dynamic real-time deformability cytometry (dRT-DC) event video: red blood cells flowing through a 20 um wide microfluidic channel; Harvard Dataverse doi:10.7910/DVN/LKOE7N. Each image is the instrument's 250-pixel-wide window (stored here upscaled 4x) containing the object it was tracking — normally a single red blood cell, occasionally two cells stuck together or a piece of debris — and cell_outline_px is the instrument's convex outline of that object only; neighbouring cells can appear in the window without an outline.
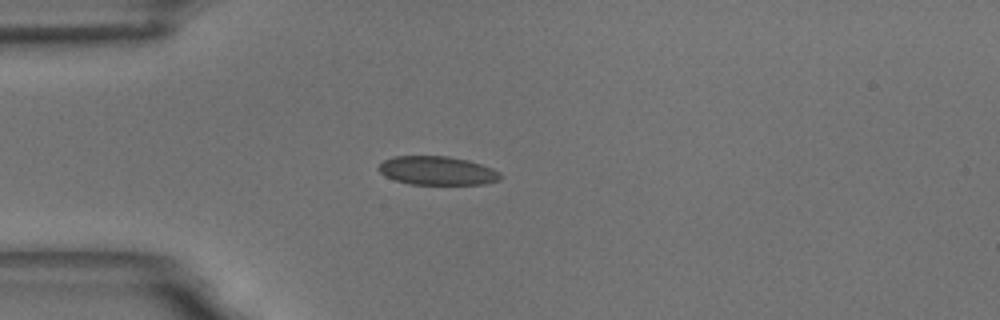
{"species": "common noctule bat (a hibernating species)", "species_latin": "Nyctalus noctula", "temperature_condition": "room temperature", "stored_images_in_passage": 6, "camera_frame_rate_fps": 3000, "um_per_image_px": 0.085, "animal": {"sex": "male", "body_mass_g": 18.8}, "frame": {"image": 1, "passage_image": 6, "time_ms": 6.0, "image_size_px": [1000, 320], "cell_outline_px": [[504, 176], [500, 180], [484, 184], [408, 184], [384, 176], [376, 168], [384, 160], [396, 156], [448, 156], [468, 160], [492, 168], [500, 172]], "centroid_in_image_um": [37.18, 14.51], "position_along_channel_um": 47.8, "area_um2": 20.46}}